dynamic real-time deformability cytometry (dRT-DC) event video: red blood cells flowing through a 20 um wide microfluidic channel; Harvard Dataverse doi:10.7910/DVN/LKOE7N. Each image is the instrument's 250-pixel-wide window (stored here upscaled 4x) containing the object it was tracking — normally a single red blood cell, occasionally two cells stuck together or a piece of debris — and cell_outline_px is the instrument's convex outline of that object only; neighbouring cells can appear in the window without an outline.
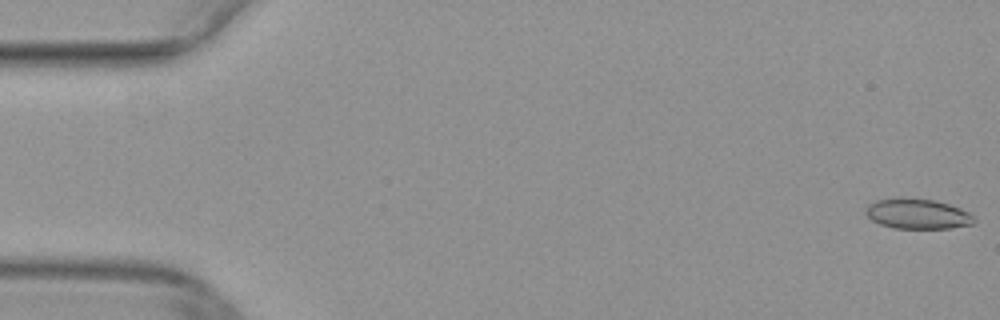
{"species": "common noctule bat (a hibernating species)", "species_latin": "Nyctalus noctula", "temperature_condition": "warm", "stored_images_in_passage": 45, "camera_frame_rate_fps": 3000, "um_per_image_px": 0.085, "animal": {"sex": "female", "body_mass_g": 29.2, "forearm_length_mm": 56.3}, "frame": {"image": 1, "passage_image": 1, "time_ms": 0.0, "image_size_px": [1000, 320], "cell_outline_px": [[976, 220], [972, 224], [952, 228], [892, 228], [880, 224], [872, 220], [864, 212], [864, 208], [868, 204], [876, 200], [896, 196], [904, 196], [936, 200], [960, 208], [976, 216]], "centroid_in_image_um": [77.96, 18.15], "position_along_channel_um": 7.0, "area_um2": 19.59}}
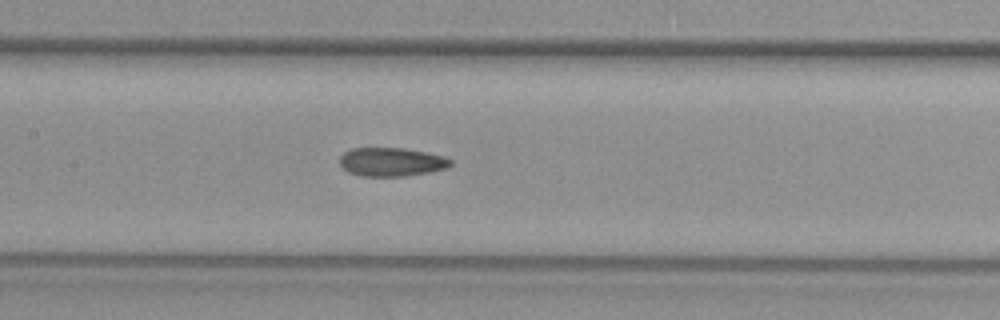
{"frame": {"image": 2, "passage_image": 24, "time_ms": 7.667, "image_size_px": [1000, 320], "cell_outline_px": [[452, 164], [448, 168], [428, 172], [404, 176], [360, 176], [348, 172], [340, 164], [340, 156], [344, 152], [352, 148], [404, 148], [444, 156], [452, 160]], "centroid_in_image_um": [33.27, 13.76], "position_along_channel_um": 174.1, "area_um2": 18.5}}
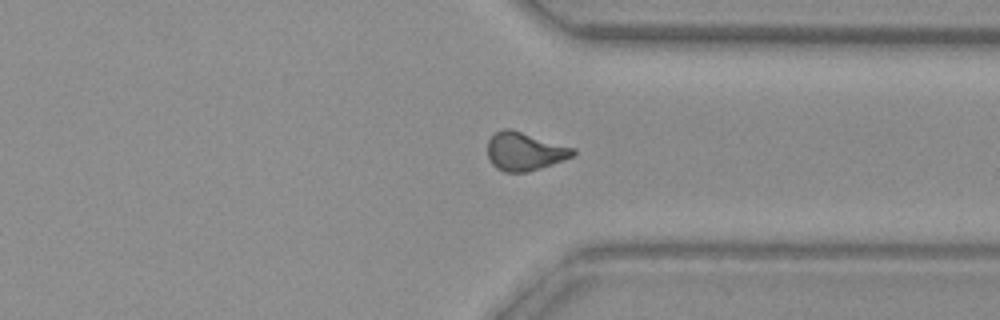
{"frame": {"image": 3, "passage_image": 38, "time_ms": 12.333, "image_size_px": [1000, 320], "cell_outline_px": [[576, 152], [572, 156], [564, 160], [528, 172], [504, 172], [496, 168], [492, 164], [488, 156], [488, 140], [500, 128], [512, 128], [576, 148]], "centroid_in_image_um": [44.6, 12.85], "position_along_channel_um": 366.8, "area_um2": 19.31}}